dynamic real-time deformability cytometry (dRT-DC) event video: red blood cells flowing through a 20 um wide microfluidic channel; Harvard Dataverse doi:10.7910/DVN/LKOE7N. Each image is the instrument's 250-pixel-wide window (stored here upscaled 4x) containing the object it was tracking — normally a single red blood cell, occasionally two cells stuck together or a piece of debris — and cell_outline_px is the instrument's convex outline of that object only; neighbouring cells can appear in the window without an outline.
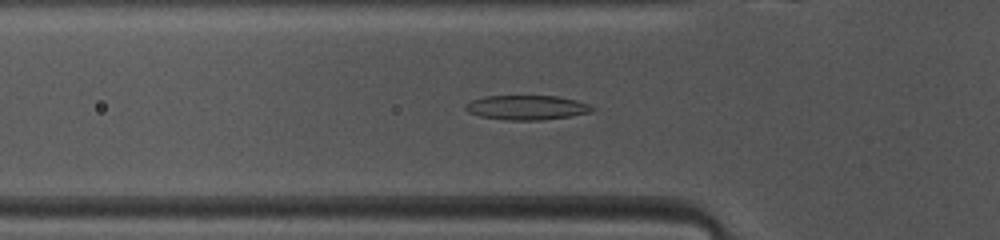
{"species": "common noctule bat (a hibernating species)", "species_latin": "Nyctalus noctula", "temperature_condition": "warm", "stored_images_in_passage": 47, "camera_frame_rate_fps": 3000, "um_per_image_px": 0.085, "animal": {"sex": "female", "body_mass_g": 10.0, "forearm_length_mm": 53.1}, "frame": {"image": 1, "passage_image": 14, "time_ms": 4.333, "image_size_px": [1000, 240], "cell_outline_px": [[596, 108], [592, 112], [544, 120], [504, 120], [480, 116], [468, 112], [464, 108], [464, 104], [472, 100], [484, 96], [556, 96], [576, 100], [588, 104]], "centroid_in_image_um": [44.75, 9.14], "position_along_channel_um": 81.0, "area_um2": 18.15}}
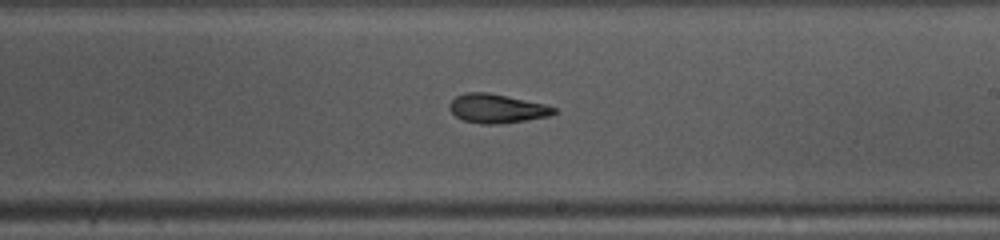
{"frame": {"image": 2, "passage_image": 26, "time_ms": 8.333, "image_size_px": [1000, 240], "cell_outline_px": [[560, 112], [548, 116], [524, 120], [496, 124], [484, 124], [464, 120], [456, 116], [448, 108], [448, 104], [456, 96], [464, 92], [488, 92], [544, 104], [556, 108]], "centroid_in_image_um": [42.22, 9.21], "position_along_channel_um": 246.8, "area_um2": 17.51}}
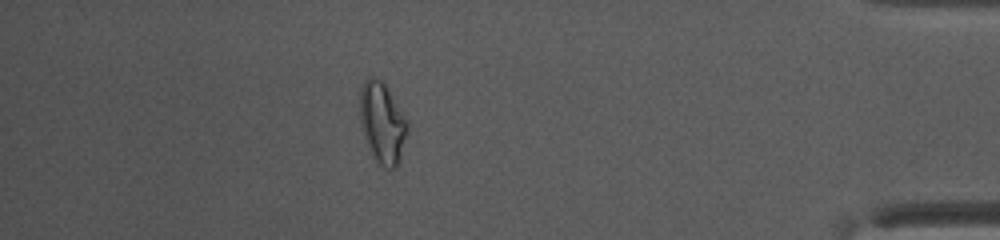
{"frame": {"image": 3, "passage_image": 41, "time_ms": 13.333, "image_size_px": [1000, 240], "cell_outline_px": [[408, 132], [396, 164], [392, 168], [388, 168], [380, 164], [376, 160], [364, 136], [360, 120], [360, 88], [364, 80], [368, 76], [376, 76], [384, 84], [408, 124]], "centroid_in_image_um": [32.46, 10.38], "position_along_channel_um": 402.7, "area_um2": 21.56}, "authors_computed_cell_mechanics": {"area_um2": 18.6694, "velocity_mm_per_s": 4.1218, "shape_relaxation_time_tau1_ms": 6.1009, "shape_relaxation_time_tau2_ms": 3.9173, "deformation_change_tau1": 0.216, "deformation_change_tau2": 0.1233}}